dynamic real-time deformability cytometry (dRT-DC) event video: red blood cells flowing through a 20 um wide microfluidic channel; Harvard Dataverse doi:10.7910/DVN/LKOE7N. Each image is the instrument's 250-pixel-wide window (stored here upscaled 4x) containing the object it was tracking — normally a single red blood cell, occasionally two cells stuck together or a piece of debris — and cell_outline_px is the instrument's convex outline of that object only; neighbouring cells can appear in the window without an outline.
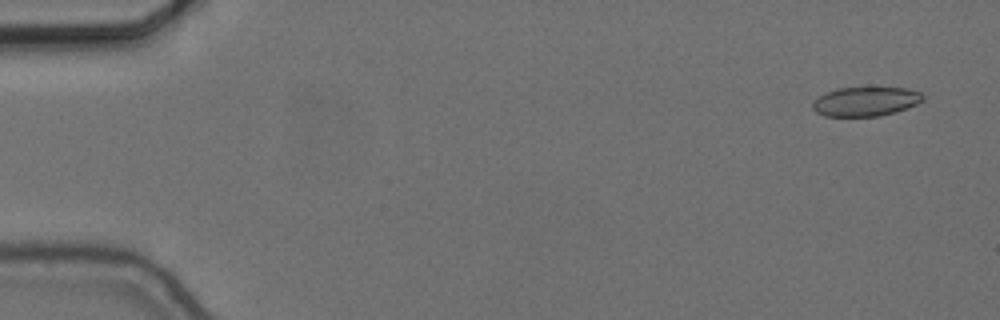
{"species": "common noctule bat (a hibernating species)", "species_latin": "Nyctalus noctula", "temperature_condition": "cold", "stored_images_in_passage": 12, "camera_frame_rate_fps": 3000, "um_per_image_px": 0.085, "animal": {"sex": "female", "body_mass_g": 24.6, "forearm_length_mm": 56.2}, "frame": {"image": 1, "passage_image": 3, "time_ms": 0.667, "image_size_px": [1000, 320], "cell_outline_px": [[924, 100], [916, 104], [896, 112], [880, 116], [824, 116], [816, 112], [812, 108], [812, 104], [820, 96], [836, 88], [904, 88], [920, 92], [924, 96]], "centroid_in_image_um": [73.59, 8.64], "position_along_channel_um": 11.4, "area_um2": 18.61}}